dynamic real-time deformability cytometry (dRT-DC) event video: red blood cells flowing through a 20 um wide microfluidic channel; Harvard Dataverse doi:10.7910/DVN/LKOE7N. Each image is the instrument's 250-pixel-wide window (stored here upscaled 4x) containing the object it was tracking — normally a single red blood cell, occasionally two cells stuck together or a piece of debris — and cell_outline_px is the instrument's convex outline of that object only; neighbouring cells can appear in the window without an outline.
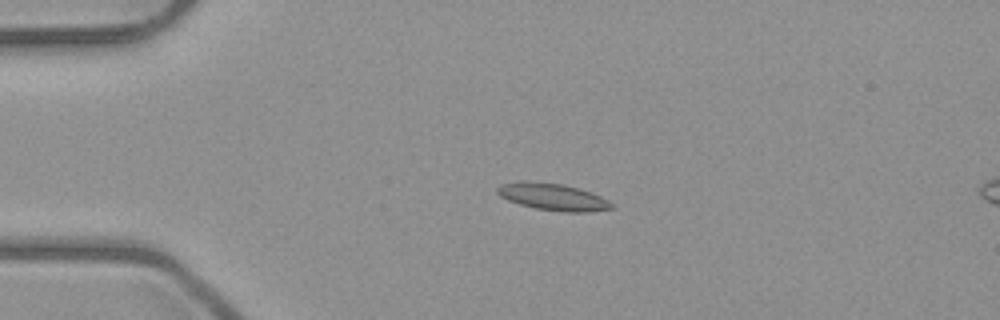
{"species": "common noctule bat (a hibernating species)", "species_latin": "Nyctalus noctula", "temperature_condition": "room temperature", "stored_images_in_passage": 6, "camera_frame_rate_fps": 3000, "um_per_image_px": 0.085, "animal": {"sex": "male", "body_mass_g": 23.1, "forearm_length_mm": 52.7}, "frame": {"image": 1, "passage_image": 4, "time_ms": 3.333, "image_size_px": [1000, 320], "cell_outline_px": [[616, 208], [588, 212], [564, 212], [536, 208], [520, 204], [508, 200], [500, 196], [496, 192], [496, 188], [500, 184], [520, 180], [528, 180], [564, 184], [600, 196], [616, 204]], "centroid_in_image_um": [46.98, 16.72], "position_along_channel_um": 38.0, "area_um2": 18.15}}